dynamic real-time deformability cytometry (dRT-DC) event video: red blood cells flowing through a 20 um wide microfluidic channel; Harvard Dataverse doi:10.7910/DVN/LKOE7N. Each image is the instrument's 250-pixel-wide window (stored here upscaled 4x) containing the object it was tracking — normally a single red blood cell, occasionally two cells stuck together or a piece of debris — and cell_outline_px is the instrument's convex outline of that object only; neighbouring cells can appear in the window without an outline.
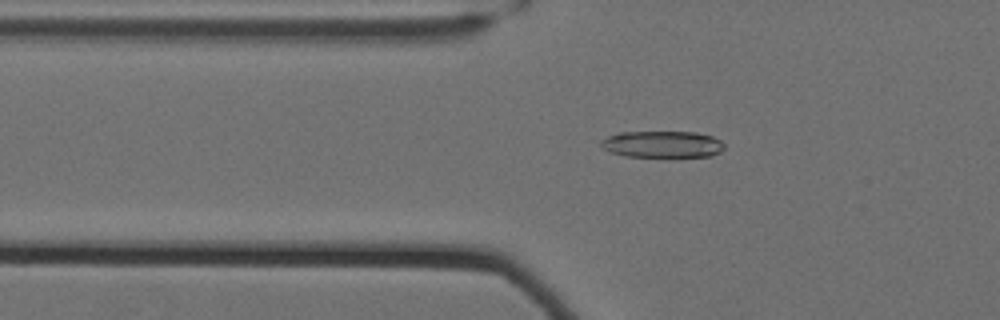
{"species": "Egyptian fruit bat (a non-hibernating species)", "species_latin": "Rousettus aegyptiacus", "temperature_condition": "cold", "stored_images_in_passage": 44, "camera_frame_rate_fps": 3000, "um_per_image_px": 0.085, "animal": {"sex": "female"}, "frame": {"image": 1, "passage_image": 10, "time_ms": 3.0, "image_size_px": [1000, 320], "cell_outline_px": [[724, 148], [720, 152], [712, 156], [624, 156], [608, 152], [600, 144], [600, 140], [616, 132], [696, 132], [712, 136], [720, 140], [724, 144]], "centroid_in_image_um": [56.28, 12.25], "position_along_channel_um": 69.5, "area_um2": 19.19}}
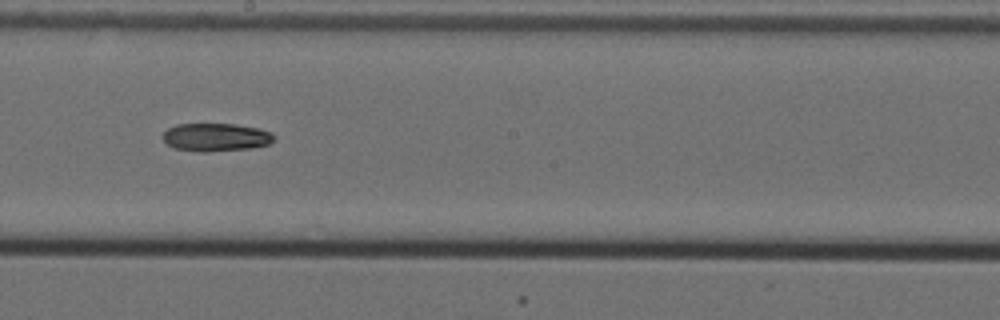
{"frame": {"image": 2, "passage_image": 24, "time_ms": 7.667, "image_size_px": [1000, 320], "cell_outline_px": [[276, 140], [268, 144], [252, 148], [204, 152], [200, 152], [176, 148], [168, 144], [160, 136], [168, 128], [176, 124], [232, 124], [256, 128], [272, 132], [276, 136]], "centroid_in_image_um": [18.36, 11.66], "position_along_channel_um": 229.8, "area_um2": 18.21}}
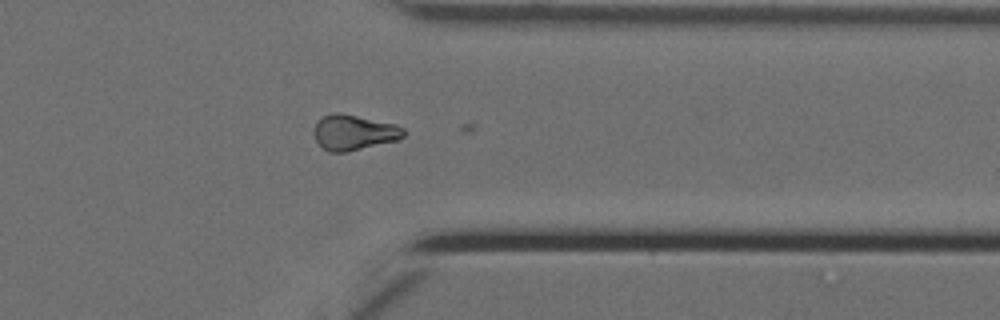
{"frame": {"image": 3, "passage_image": 37, "time_ms": 12.0, "image_size_px": [1000, 320], "cell_outline_px": [[404, 136], [396, 140], [348, 152], [328, 152], [316, 140], [316, 124], [324, 116], [336, 112], [396, 124], [404, 128]], "centroid_in_image_um": [30.11, 11.27], "position_along_channel_um": 381.3, "area_um2": 17.98}}